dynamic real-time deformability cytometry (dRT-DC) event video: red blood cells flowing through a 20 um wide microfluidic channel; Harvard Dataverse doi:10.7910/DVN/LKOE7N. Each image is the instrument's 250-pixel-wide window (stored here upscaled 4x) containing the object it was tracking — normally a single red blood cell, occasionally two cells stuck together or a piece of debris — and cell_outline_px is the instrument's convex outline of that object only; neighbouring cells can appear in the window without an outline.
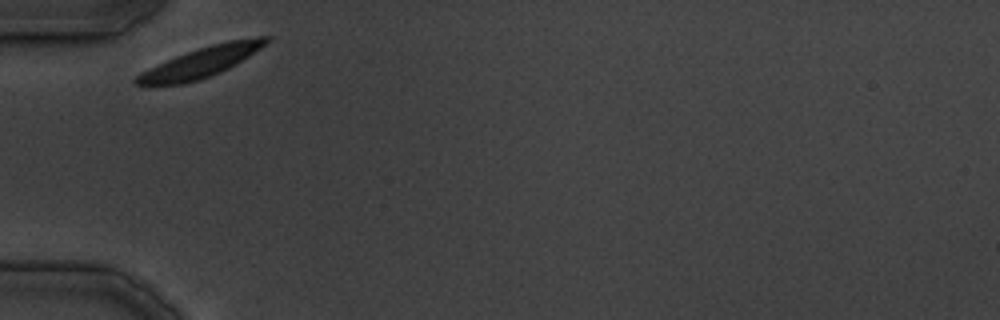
{"species": "common noctule bat (a hibernating species)", "species_latin": "Nyctalus noctula", "temperature_condition": "cold", "stored_images_in_passage": 21, "camera_frame_rate_fps": 3000, "um_per_image_px": 0.085, "animal": {"sex": "male", "body_mass_g": 19.5, "forearm_length_mm": 54.6}, "frame": {"image": 1, "passage_image": 1, "time_ms": 0.0, "image_size_px": [1000, 320], "cell_outline_px": [[272, 36], [260, 48], [248, 56], [228, 68], [220, 72], [200, 80], [184, 84], [136, 84], [132, 80], [140, 72], [148, 68], [176, 56], [212, 44], [228, 40], [256, 36]], "centroid_in_image_um": [17.08, 5.28], "position_along_channel_um": 67.9, "area_um2": 22.43}}
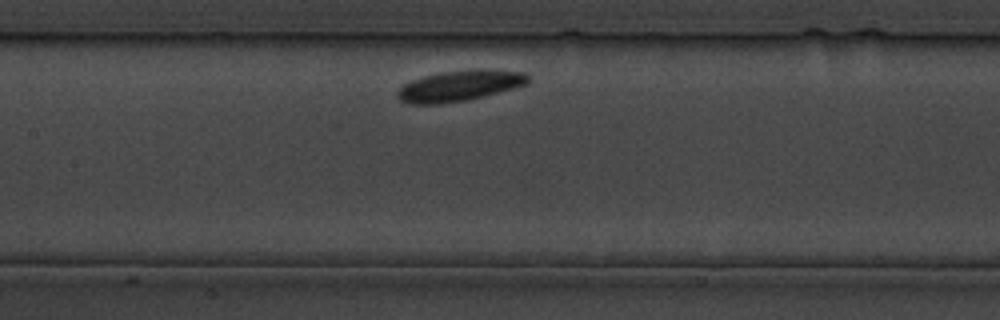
{"frame": {"image": 2, "passage_image": 8, "time_ms": 8.333, "image_size_px": [1000, 320], "cell_outline_px": [[532, 80], [528, 84], [484, 96], [464, 100], [440, 104], [408, 104], [400, 100], [396, 96], [396, 92], [404, 84], [412, 80], [424, 76], [440, 72], [480, 68], [524, 72], [532, 76]], "centroid_in_image_um": [39.1, 7.27], "position_along_channel_um": 168.3, "area_um2": 23.7}}
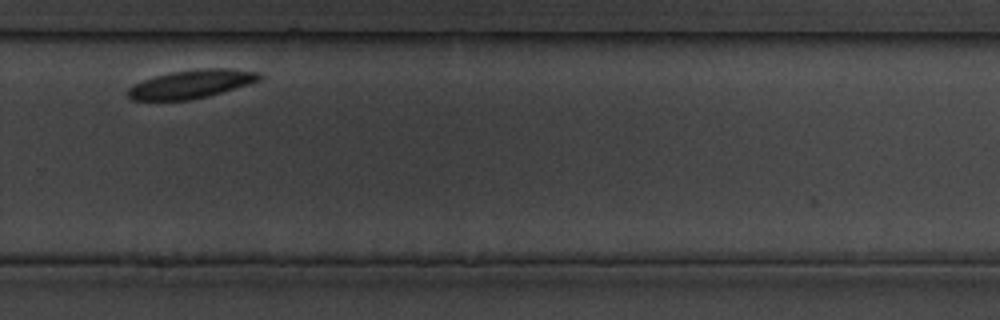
{"frame": {"image": 3, "passage_image": 17, "time_ms": 20.0, "image_size_px": [1000, 320], "cell_outline_px": [[264, 76], [260, 80], [248, 84], [208, 96], [192, 100], [132, 100], [128, 96], [128, 88], [144, 80], [156, 76], [172, 72], [200, 68], [228, 68], [260, 72]], "centroid_in_image_um": [16.31, 7.14], "position_along_channel_um": 313.5, "area_um2": 21.62}}